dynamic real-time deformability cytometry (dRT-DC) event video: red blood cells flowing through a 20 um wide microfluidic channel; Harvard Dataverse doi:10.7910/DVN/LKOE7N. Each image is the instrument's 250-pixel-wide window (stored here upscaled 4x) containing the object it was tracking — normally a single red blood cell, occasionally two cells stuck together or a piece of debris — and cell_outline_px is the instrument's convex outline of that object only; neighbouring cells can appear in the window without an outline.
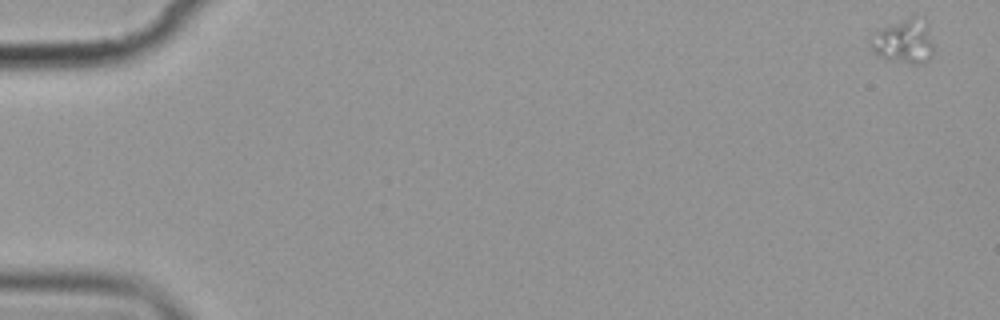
{"species": "common noctule bat (a hibernating species)", "species_latin": "Nyctalus noctula", "temperature_condition": "cold", "stored_images_in_passage": 7, "camera_frame_rate_fps": 3000, "um_per_image_px": 0.085, "animal": {"sex": "female", "body_mass_g": 19.9}, "frame": {"image": 1, "passage_image": 1, "time_ms": 0.0, "image_size_px": [1000, 320], "cell_outline_px": [[936, 48], [928, 60], [924, 64], [908, 64], [880, 56], [868, 44], [868, 40], [876, 32], [884, 28], [912, 16], [916, 16], [928, 24]], "centroid_in_image_um": [76.91, 3.54], "position_along_channel_um": 8.1, "area_um2": 16.24}}
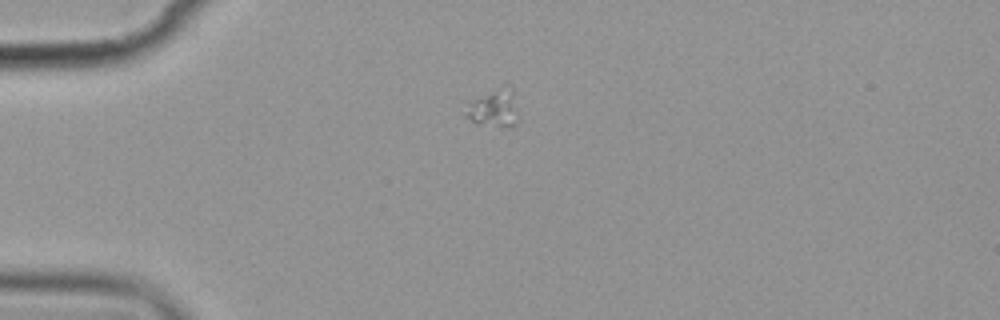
{"frame": {"image": 2, "passage_image": 5, "time_ms": 4.667, "image_size_px": [1000, 320], "cell_outline_px": [[516, 124], [476, 124], [464, 116], [464, 112], [472, 100], [504, 84], [512, 88], [516, 120]], "centroid_in_image_um": [41.91, 9.14], "position_along_channel_um": 43.1, "area_um2": 10.87}}
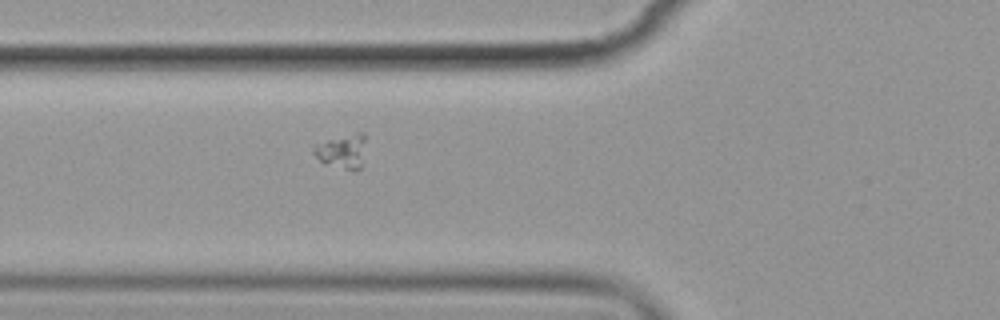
{"frame": {"image": 3, "passage_image": 7, "time_ms": 7.0, "image_size_px": [1000, 320], "cell_outline_px": [[364, 140], [360, 168], [356, 172], [324, 164], [312, 152], [312, 144], [360, 132], [364, 132]], "centroid_in_image_um": [29.02, 12.89], "position_along_channel_um": 96.8, "area_um2": 10.23}}